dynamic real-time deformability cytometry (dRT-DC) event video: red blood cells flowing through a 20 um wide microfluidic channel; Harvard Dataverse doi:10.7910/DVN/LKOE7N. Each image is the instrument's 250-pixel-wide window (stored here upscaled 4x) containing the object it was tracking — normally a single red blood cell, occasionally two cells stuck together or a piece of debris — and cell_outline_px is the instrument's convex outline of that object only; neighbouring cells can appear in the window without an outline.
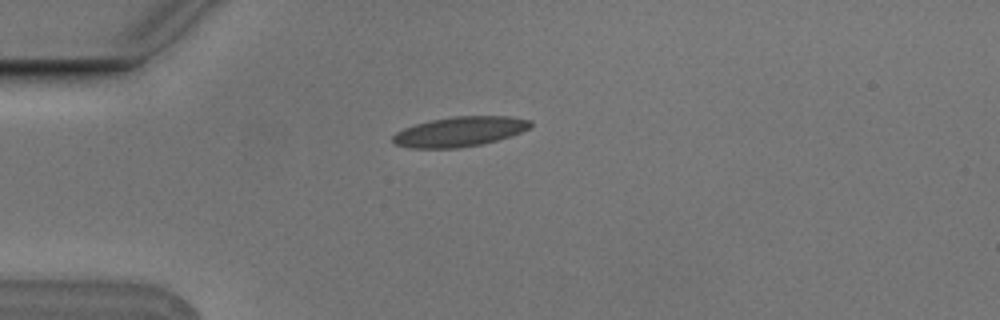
{"species": "Egyptian fruit bat (a non-hibernating species)", "species_latin": "Rousettus aegyptiacus", "temperature_condition": "cold", "stored_images_in_passage": 6, "camera_frame_rate_fps": 3000, "um_per_image_px": 0.085, "animal": {"sex": "male"}, "frame": {"image": 1, "passage_image": 1, "time_ms": 0.0, "image_size_px": [1000, 320], "cell_outline_px": [[532, 124], [528, 128], [520, 132], [496, 140], [480, 144], [460, 148], [408, 148], [396, 144], [392, 140], [392, 136], [396, 132], [404, 128], [416, 124], [432, 120], [456, 116], [508, 116], [532, 120]], "centroid_in_image_um": [39.05, 11.19], "position_along_channel_um": 46.0, "area_um2": 23.7}}
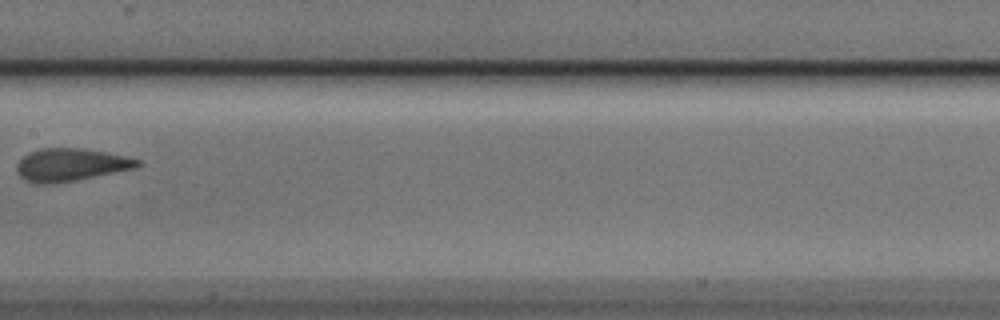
{"frame": {"image": 2, "passage_image": 5, "time_ms": 1.333, "image_size_px": [1000, 320], "cell_outline_px": [[140, 164], [136, 168], [76, 180], [52, 184], [36, 184], [24, 180], [16, 172], [16, 164], [28, 152], [40, 148], [84, 148], [124, 156], [140, 160]], "centroid_in_image_um": [5.96, 14.01], "position_along_channel_um": 201.4, "area_um2": 23.06}}
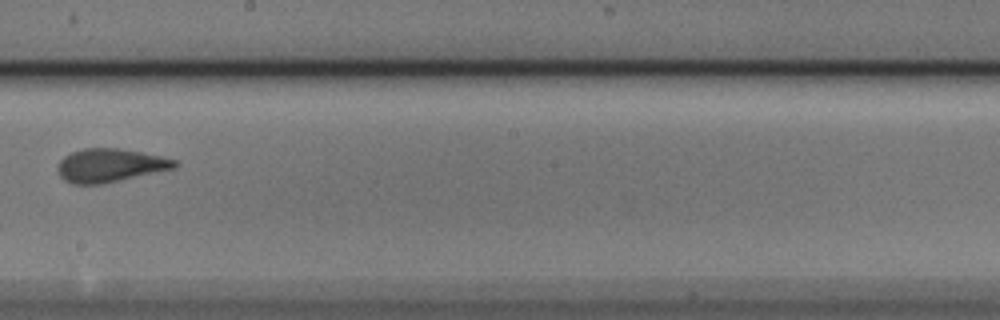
{"frame": {"image": 3, "passage_image": 6, "time_ms": 1.667, "image_size_px": [1000, 320], "cell_outline_px": [[176, 168], [100, 184], [72, 184], [64, 180], [60, 176], [56, 168], [60, 160], [64, 156], [72, 152], [84, 148], [120, 148], [160, 156], [176, 160]], "centroid_in_image_um": [9.31, 14.05], "position_along_channel_um": 238.9, "area_um2": 22.6}}